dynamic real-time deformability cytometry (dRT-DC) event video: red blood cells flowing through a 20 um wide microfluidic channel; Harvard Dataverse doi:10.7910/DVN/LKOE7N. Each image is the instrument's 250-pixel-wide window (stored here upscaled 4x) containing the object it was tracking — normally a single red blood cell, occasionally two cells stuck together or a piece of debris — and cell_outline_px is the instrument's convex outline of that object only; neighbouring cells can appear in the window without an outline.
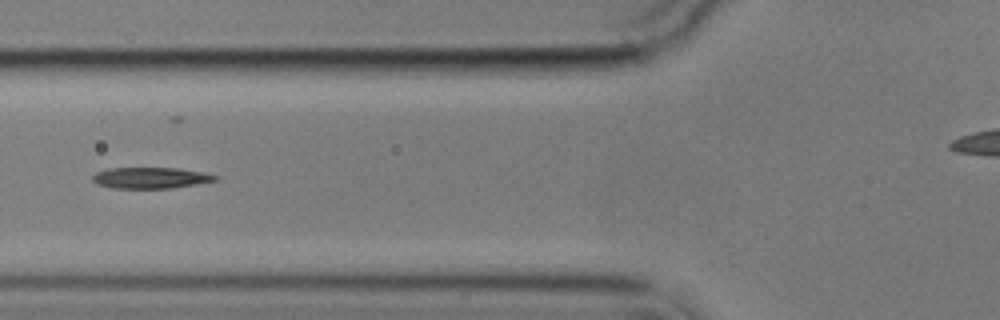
{"species": "common noctule bat (a hibernating species)", "species_latin": "Nyctalus noctula", "temperature_condition": "cold", "stored_images_in_passage": 11, "segment_of_instrument_passage": [1, 2], "camera_frame_rate_fps": 3000, "um_per_image_px": 0.085, "animal": {"sex": "male", "body_mass_g": 17.9}, "frame": {"image": 1, "passage_image": 5, "time_ms": 5.333, "image_size_px": [1000, 320], "cell_outline_px": [[220, 176], [216, 180], [196, 184], [172, 188], [112, 188], [96, 184], [92, 180], [92, 176], [96, 172], [108, 168], [180, 168], [204, 172]], "centroid_in_image_um": [12.8, 15.11], "position_along_channel_um": 113.0, "area_um2": 15.2}}
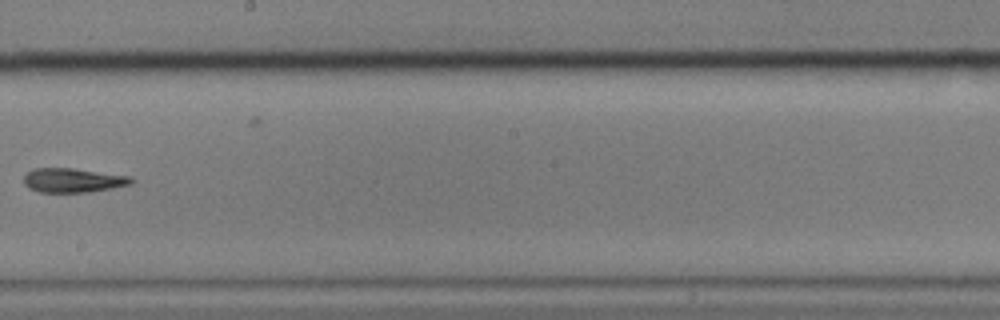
{"frame": {"image": 2, "passage_image": 8, "time_ms": 9.0, "image_size_px": [1000, 320], "cell_outline_px": [[136, 180], [132, 184], [112, 188], [88, 192], [40, 192], [28, 188], [24, 184], [24, 176], [28, 172], [36, 168], [72, 168], [132, 176]], "centroid_in_image_um": [6.24, 15.32], "position_along_channel_um": 242.0, "area_um2": 15.26}}
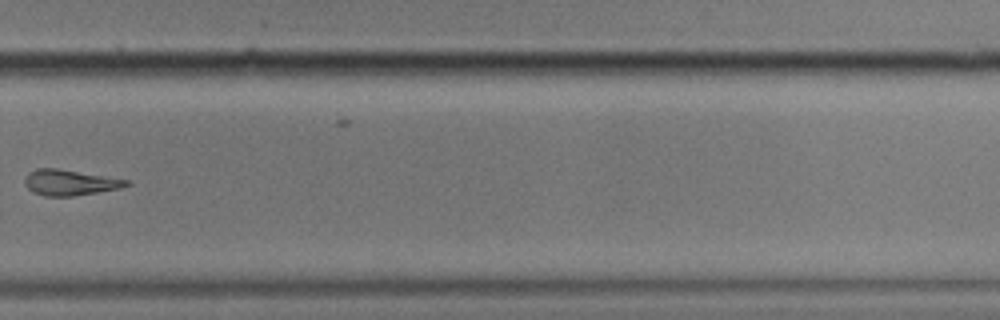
{"frame": {"image": 3, "passage_image": 10, "time_ms": 11.333, "image_size_px": [1000, 320], "cell_outline_px": [[132, 184], [120, 188], [100, 192], [72, 196], [44, 196], [32, 192], [24, 184], [24, 180], [28, 172], [40, 168], [56, 168], [128, 180]], "centroid_in_image_um": [5.92, 15.52], "position_along_channel_um": 323.9, "area_um2": 15.14}}